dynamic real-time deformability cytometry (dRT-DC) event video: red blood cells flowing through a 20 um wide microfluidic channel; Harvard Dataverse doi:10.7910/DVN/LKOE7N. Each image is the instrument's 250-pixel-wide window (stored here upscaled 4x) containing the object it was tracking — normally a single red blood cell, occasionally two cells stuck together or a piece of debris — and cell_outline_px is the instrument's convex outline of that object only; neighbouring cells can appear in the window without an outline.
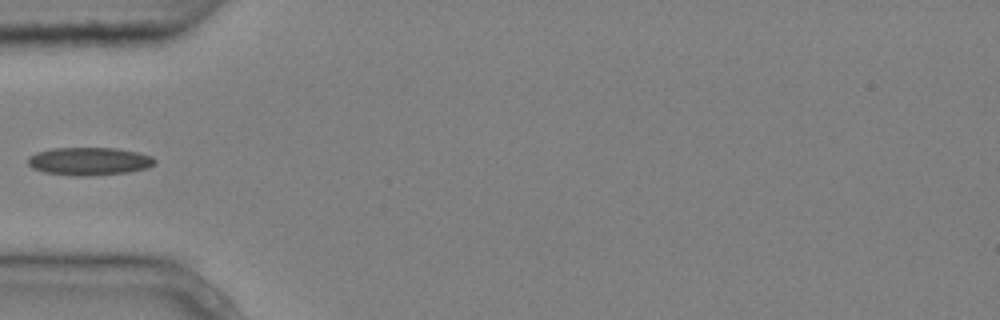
{"species": "common noctule bat (a hibernating species)", "species_latin": "Nyctalus noctula", "temperature_condition": "cold", "stored_images_in_passage": 6, "camera_frame_rate_fps": 3000, "um_per_image_px": 0.085, "animal": {"sex": "male", "body_mass_g": 20.4}, "frame": {"image": 1, "passage_image": 6, "time_ms": 1.667, "image_size_px": [1000, 320], "cell_outline_px": [[156, 160], [148, 168], [128, 172], [88, 176], [76, 176], [44, 172], [32, 168], [28, 164], [28, 156], [36, 152], [52, 148], [120, 148], [140, 152], [152, 156]], "centroid_in_image_um": [7.58, 13.7], "position_along_channel_um": 77.4, "area_um2": 20.81}}